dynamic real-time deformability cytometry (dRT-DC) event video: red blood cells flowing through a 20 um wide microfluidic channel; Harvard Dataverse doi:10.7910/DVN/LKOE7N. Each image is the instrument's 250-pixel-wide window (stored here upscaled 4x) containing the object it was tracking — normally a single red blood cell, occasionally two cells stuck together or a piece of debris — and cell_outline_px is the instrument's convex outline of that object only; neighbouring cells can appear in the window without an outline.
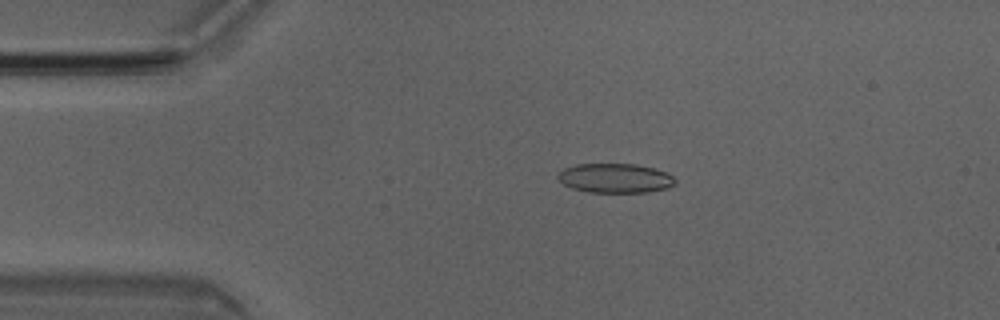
{"species": "Egyptian fruit bat (a non-hibernating species)", "species_latin": "Rousettus aegyptiacus", "temperature_condition": "room temperature", "stored_images_in_passage": 3, "camera_frame_rate_fps": 3000, "um_per_image_px": 0.085, "animal": {"sex": "male"}, "frame": {"image": 1, "passage_image": 2, "time_ms": 0.333, "image_size_px": [1000, 320], "cell_outline_px": [[676, 184], [668, 188], [648, 192], [588, 192], [572, 188], [564, 184], [556, 176], [564, 168], [576, 164], [636, 164], [652, 168], [664, 172], [672, 176], [676, 180]], "centroid_in_image_um": [52.29, 15.15], "position_along_channel_um": 32.7, "area_um2": 20.0}}